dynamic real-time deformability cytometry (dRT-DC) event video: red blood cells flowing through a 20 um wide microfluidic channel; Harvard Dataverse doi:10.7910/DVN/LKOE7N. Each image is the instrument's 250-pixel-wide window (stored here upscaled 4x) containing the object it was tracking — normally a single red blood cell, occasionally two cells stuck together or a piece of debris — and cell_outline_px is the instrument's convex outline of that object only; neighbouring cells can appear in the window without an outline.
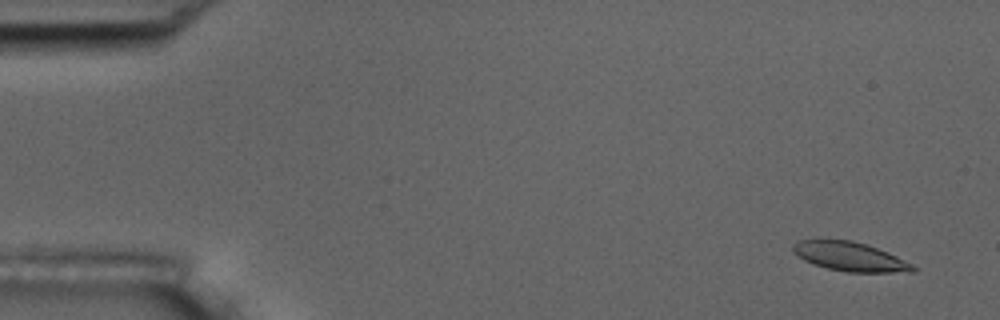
{"species": "common noctule bat (a hibernating species)", "species_latin": "Nyctalus noctula", "temperature_condition": "room temperature", "stored_images_in_passage": 5, "camera_frame_rate_fps": 3000, "um_per_image_px": 0.085, "animal": {"sex": "male", "body_mass_g": 17.5, "forearm_length_mm": 52.3}, "frame": {"image": 1, "passage_image": 1, "time_ms": 0.0, "image_size_px": [1000, 320], "cell_outline_px": [[916, 268], [912, 272], [848, 272], [828, 268], [812, 264], [804, 260], [792, 252], [792, 244], [800, 240], [820, 236], [828, 236], [852, 240], [868, 244], [888, 252], [912, 264]], "centroid_in_image_um": [72.14, 21.74], "position_along_channel_um": 12.9, "area_um2": 21.15}}
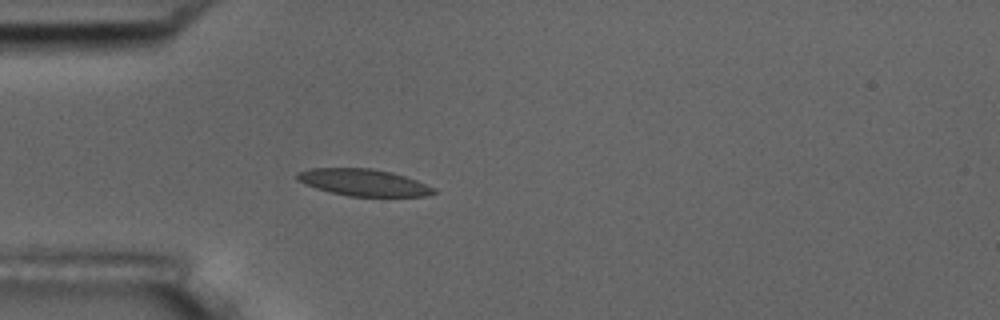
{"frame": {"image": 2, "passage_image": 5, "time_ms": 4.333, "image_size_px": [1000, 320], "cell_outline_px": [[436, 192], [424, 196], [348, 196], [316, 188], [304, 184], [296, 180], [296, 172], [312, 168], [372, 168], [392, 172], [416, 180], [436, 188]], "centroid_in_image_um": [30.87, 15.5], "position_along_channel_um": 54.1, "area_um2": 21.33}}